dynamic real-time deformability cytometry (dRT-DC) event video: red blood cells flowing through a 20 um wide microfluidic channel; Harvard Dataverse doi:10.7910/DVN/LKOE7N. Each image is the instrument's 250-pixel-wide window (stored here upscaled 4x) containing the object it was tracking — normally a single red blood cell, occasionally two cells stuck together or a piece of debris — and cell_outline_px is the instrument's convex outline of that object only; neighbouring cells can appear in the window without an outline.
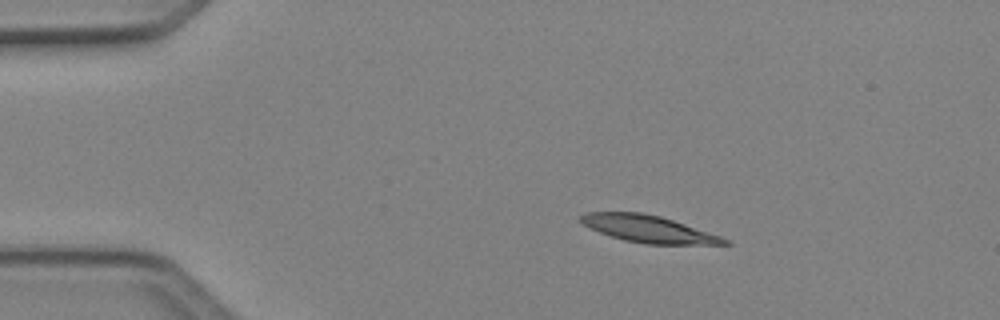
{"species": "Egyptian fruit bat (a non-hibernating species)", "species_latin": "Rousettus aegyptiacus", "temperature_condition": "cold", "stored_images_in_passage": 5, "camera_frame_rate_fps": 3000, "um_per_image_px": 0.085, "animal": {"sex": "female"}, "frame": {"image": 1, "passage_image": 2, "time_ms": 0.333, "image_size_px": [1000, 320], "cell_outline_px": [[732, 244], [648, 244], [624, 240], [600, 232], [576, 220], [584, 212], [644, 212], [660, 216], [720, 236], [728, 240]], "centroid_in_image_um": [55.07, 19.45], "position_along_channel_um": 29.9, "area_um2": 22.31}}
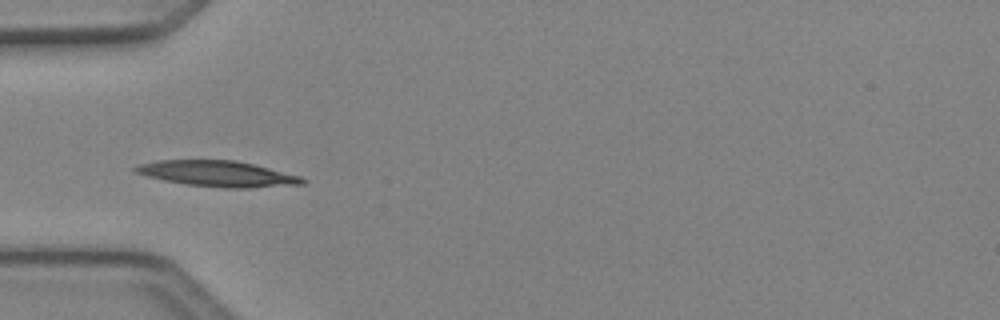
{"frame": {"image": 2, "passage_image": 4, "time_ms": 1.0, "image_size_px": [1000, 320], "cell_outline_px": [[308, 180], [304, 184], [248, 188], [224, 188], [188, 184], [164, 180], [148, 176], [136, 172], [132, 168], [140, 164], [160, 160], [236, 160], [300, 176]], "centroid_in_image_um": [18.53, 14.77], "position_along_channel_um": 66.5, "area_um2": 24.8}}
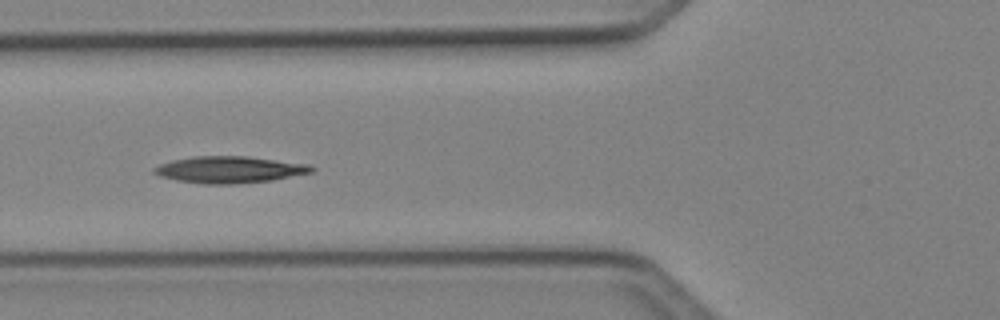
{"frame": {"image": 3, "passage_image": 5, "time_ms": 1.333, "image_size_px": [1000, 320], "cell_outline_px": [[316, 168], [312, 172], [272, 180], [236, 184], [204, 184], [176, 180], [160, 176], [152, 172], [152, 168], [160, 164], [172, 160], [192, 156], [248, 156], [312, 164]], "centroid_in_image_um": [19.52, 14.41], "position_along_channel_um": 106.3, "area_um2": 24.74}}